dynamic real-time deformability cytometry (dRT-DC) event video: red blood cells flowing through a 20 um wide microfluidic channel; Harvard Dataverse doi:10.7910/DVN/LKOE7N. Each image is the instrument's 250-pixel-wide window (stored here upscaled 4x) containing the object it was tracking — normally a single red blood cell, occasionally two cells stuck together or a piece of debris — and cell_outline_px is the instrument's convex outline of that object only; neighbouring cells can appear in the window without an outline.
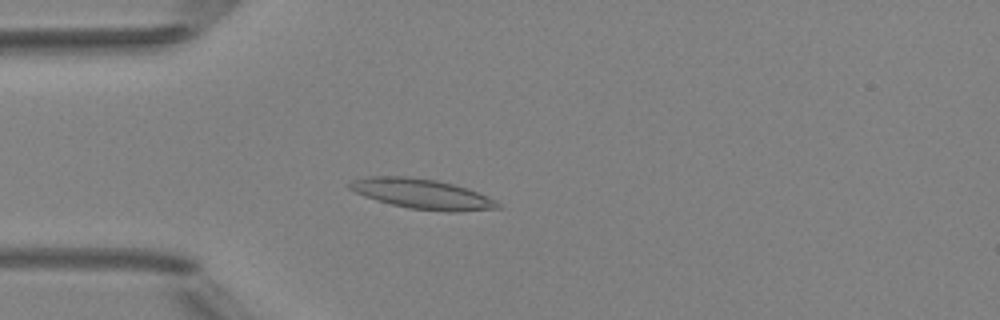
{"species": "Egyptian fruit bat (a non-hibernating species)", "species_latin": "Rousettus aegyptiacus", "temperature_condition": "room temperature", "stored_images_in_passage": 4, "camera_frame_rate_fps": 3000, "um_per_image_px": 0.085, "animal": {"sex": "female"}, "frame": {"image": 1, "passage_image": 4, "time_ms": 4.333, "image_size_px": [1000, 320], "cell_outline_px": [[500, 208], [460, 212], [448, 212], [408, 208], [376, 200], [364, 196], [348, 188], [348, 184], [352, 180], [368, 176], [408, 176], [436, 180], [468, 188], [496, 200], [500, 204]], "centroid_in_image_um": [35.88, 16.48], "position_along_channel_um": 49.1, "area_um2": 25.95}}